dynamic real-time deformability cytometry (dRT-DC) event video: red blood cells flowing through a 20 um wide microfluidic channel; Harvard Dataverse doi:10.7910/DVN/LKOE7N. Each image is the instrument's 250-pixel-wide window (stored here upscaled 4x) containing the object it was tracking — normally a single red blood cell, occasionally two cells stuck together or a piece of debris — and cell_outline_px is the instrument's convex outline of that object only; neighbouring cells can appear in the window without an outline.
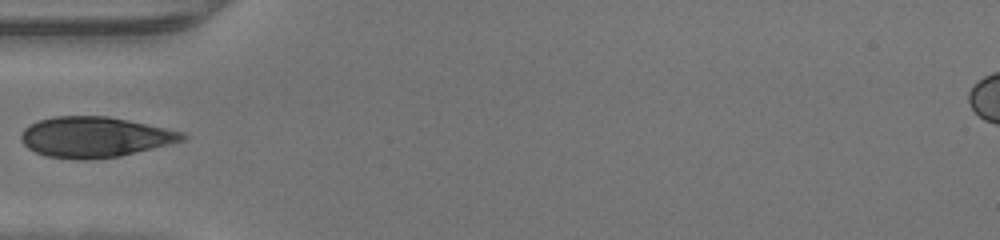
{"species": "human", "species_latin": "Homo sapiens", "temperature_condition": "warm", "stored_images_in_passage": 20, "camera_frame_rate_fps": 3000, "um_per_image_px": 0.085, "donor": {"sex": "male"}, "frame": {"image": 1, "passage_image": 1, "time_ms": 0.0, "image_size_px": [1000, 240], "cell_outline_px": [[188, 140], [120, 156], [88, 160], [80, 160], [48, 156], [36, 152], [28, 148], [20, 140], [20, 136], [24, 128], [40, 120], [56, 116], [108, 116], [128, 120], [184, 132], [188, 136]], "centroid_in_image_um": [8.1, 11.65], "position_along_channel_um": 76.9, "area_um2": 38.09}}